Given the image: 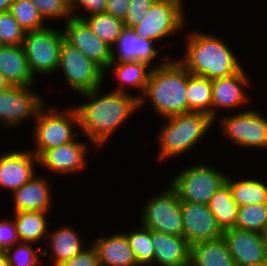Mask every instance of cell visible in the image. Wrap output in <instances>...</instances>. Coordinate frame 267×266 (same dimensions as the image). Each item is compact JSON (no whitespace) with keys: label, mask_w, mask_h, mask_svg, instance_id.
<instances>
[{"label":"cell","mask_w":267,"mask_h":266,"mask_svg":"<svg viewBox=\"0 0 267 266\" xmlns=\"http://www.w3.org/2000/svg\"><path fill=\"white\" fill-rule=\"evenodd\" d=\"M161 120L160 132L155 138L159 145L155 160H159L160 164L174 157H183L187 152L189 154L214 127V120L210 116L196 112L181 113Z\"/></svg>","instance_id":"obj_4"},{"label":"cell","mask_w":267,"mask_h":266,"mask_svg":"<svg viewBox=\"0 0 267 266\" xmlns=\"http://www.w3.org/2000/svg\"><path fill=\"white\" fill-rule=\"evenodd\" d=\"M63 31L54 25L26 32L22 47L33 76L46 77L56 73L60 49L64 41Z\"/></svg>","instance_id":"obj_9"},{"label":"cell","mask_w":267,"mask_h":266,"mask_svg":"<svg viewBox=\"0 0 267 266\" xmlns=\"http://www.w3.org/2000/svg\"><path fill=\"white\" fill-rule=\"evenodd\" d=\"M61 25L64 39L78 48L88 59L96 63L104 72L111 63V47L104 43L82 19L68 18Z\"/></svg>","instance_id":"obj_16"},{"label":"cell","mask_w":267,"mask_h":266,"mask_svg":"<svg viewBox=\"0 0 267 266\" xmlns=\"http://www.w3.org/2000/svg\"><path fill=\"white\" fill-rule=\"evenodd\" d=\"M244 67L232 76L212 80V119L216 120L220 111L239 112L250 103L249 89L252 80ZM248 90V91H247Z\"/></svg>","instance_id":"obj_14"},{"label":"cell","mask_w":267,"mask_h":266,"mask_svg":"<svg viewBox=\"0 0 267 266\" xmlns=\"http://www.w3.org/2000/svg\"><path fill=\"white\" fill-rule=\"evenodd\" d=\"M63 75L65 88H70L76 95L103 87L105 72L78 48L65 40L60 49L59 65L56 70Z\"/></svg>","instance_id":"obj_11"},{"label":"cell","mask_w":267,"mask_h":266,"mask_svg":"<svg viewBox=\"0 0 267 266\" xmlns=\"http://www.w3.org/2000/svg\"><path fill=\"white\" fill-rule=\"evenodd\" d=\"M50 177L37 174L11 194L13 213L21 211H51L53 203Z\"/></svg>","instance_id":"obj_20"},{"label":"cell","mask_w":267,"mask_h":266,"mask_svg":"<svg viewBox=\"0 0 267 266\" xmlns=\"http://www.w3.org/2000/svg\"><path fill=\"white\" fill-rule=\"evenodd\" d=\"M154 266H190L191 246L184 237L151 230Z\"/></svg>","instance_id":"obj_23"},{"label":"cell","mask_w":267,"mask_h":266,"mask_svg":"<svg viewBox=\"0 0 267 266\" xmlns=\"http://www.w3.org/2000/svg\"><path fill=\"white\" fill-rule=\"evenodd\" d=\"M252 177L233 179L231 175H228L226 178L232 198L238 206L267 202V182H264L262 178Z\"/></svg>","instance_id":"obj_28"},{"label":"cell","mask_w":267,"mask_h":266,"mask_svg":"<svg viewBox=\"0 0 267 266\" xmlns=\"http://www.w3.org/2000/svg\"><path fill=\"white\" fill-rule=\"evenodd\" d=\"M49 214L50 211H21L13 213L20 241L34 244L42 242L44 245L51 227L49 226L50 220H48Z\"/></svg>","instance_id":"obj_26"},{"label":"cell","mask_w":267,"mask_h":266,"mask_svg":"<svg viewBox=\"0 0 267 266\" xmlns=\"http://www.w3.org/2000/svg\"><path fill=\"white\" fill-rule=\"evenodd\" d=\"M9 11L26 32L43 29L50 23L42 18L31 0H13Z\"/></svg>","instance_id":"obj_34"},{"label":"cell","mask_w":267,"mask_h":266,"mask_svg":"<svg viewBox=\"0 0 267 266\" xmlns=\"http://www.w3.org/2000/svg\"><path fill=\"white\" fill-rule=\"evenodd\" d=\"M13 0H0V13L9 11Z\"/></svg>","instance_id":"obj_43"},{"label":"cell","mask_w":267,"mask_h":266,"mask_svg":"<svg viewBox=\"0 0 267 266\" xmlns=\"http://www.w3.org/2000/svg\"><path fill=\"white\" fill-rule=\"evenodd\" d=\"M48 104L40 110L33 122L34 133L31 135L34 137V147L30 150L37 157L45 150L72 142L80 136L79 118L75 107L69 105L59 109L56 105Z\"/></svg>","instance_id":"obj_5"},{"label":"cell","mask_w":267,"mask_h":266,"mask_svg":"<svg viewBox=\"0 0 267 266\" xmlns=\"http://www.w3.org/2000/svg\"><path fill=\"white\" fill-rule=\"evenodd\" d=\"M156 44L158 43L153 40L139 37L133 28L124 26L111 47V62L142 61L156 68L163 65L171 56H163V53L161 55L163 48ZM157 58L160 60L158 63L154 62Z\"/></svg>","instance_id":"obj_15"},{"label":"cell","mask_w":267,"mask_h":266,"mask_svg":"<svg viewBox=\"0 0 267 266\" xmlns=\"http://www.w3.org/2000/svg\"><path fill=\"white\" fill-rule=\"evenodd\" d=\"M245 109L232 112V114L226 113L222 117L220 115L219 120H214V125L217 123L220 126L222 136L234 146H238L242 150L265 151L267 149V117L252 106L250 109L249 107H245Z\"/></svg>","instance_id":"obj_6"},{"label":"cell","mask_w":267,"mask_h":266,"mask_svg":"<svg viewBox=\"0 0 267 266\" xmlns=\"http://www.w3.org/2000/svg\"><path fill=\"white\" fill-rule=\"evenodd\" d=\"M131 0H106V13L122 21L125 20Z\"/></svg>","instance_id":"obj_42"},{"label":"cell","mask_w":267,"mask_h":266,"mask_svg":"<svg viewBox=\"0 0 267 266\" xmlns=\"http://www.w3.org/2000/svg\"><path fill=\"white\" fill-rule=\"evenodd\" d=\"M59 266H100L95 248L89 243L80 253Z\"/></svg>","instance_id":"obj_41"},{"label":"cell","mask_w":267,"mask_h":266,"mask_svg":"<svg viewBox=\"0 0 267 266\" xmlns=\"http://www.w3.org/2000/svg\"><path fill=\"white\" fill-rule=\"evenodd\" d=\"M49 230L45 241L49 249L46 246V250L42 248V256L48 259L50 257H47V255L50 254L52 257L50 259L51 263L44 266H59L88 246L87 244L85 245L86 242L77 232L78 230L66 223L63 227L61 226L53 231Z\"/></svg>","instance_id":"obj_21"},{"label":"cell","mask_w":267,"mask_h":266,"mask_svg":"<svg viewBox=\"0 0 267 266\" xmlns=\"http://www.w3.org/2000/svg\"><path fill=\"white\" fill-rule=\"evenodd\" d=\"M34 243L20 242L5 251L10 266H42V248Z\"/></svg>","instance_id":"obj_35"},{"label":"cell","mask_w":267,"mask_h":266,"mask_svg":"<svg viewBox=\"0 0 267 266\" xmlns=\"http://www.w3.org/2000/svg\"><path fill=\"white\" fill-rule=\"evenodd\" d=\"M193 28L186 34L184 56L177 59L186 67L187 71L196 76H203L209 80L232 76L243 68L240 56H236L235 49L216 34L203 32Z\"/></svg>","instance_id":"obj_2"},{"label":"cell","mask_w":267,"mask_h":266,"mask_svg":"<svg viewBox=\"0 0 267 266\" xmlns=\"http://www.w3.org/2000/svg\"><path fill=\"white\" fill-rule=\"evenodd\" d=\"M261 236H262L264 247H265V251H266V254H267V227L261 232Z\"/></svg>","instance_id":"obj_46"},{"label":"cell","mask_w":267,"mask_h":266,"mask_svg":"<svg viewBox=\"0 0 267 266\" xmlns=\"http://www.w3.org/2000/svg\"><path fill=\"white\" fill-rule=\"evenodd\" d=\"M184 2L185 0H156L141 23L132 27L133 30L143 39L157 43L160 41L161 48L164 49L166 46L162 42L166 38L168 40L173 35L175 37V34L180 35L187 28Z\"/></svg>","instance_id":"obj_8"},{"label":"cell","mask_w":267,"mask_h":266,"mask_svg":"<svg viewBox=\"0 0 267 266\" xmlns=\"http://www.w3.org/2000/svg\"><path fill=\"white\" fill-rule=\"evenodd\" d=\"M102 87L81 93L86 102L75 104L79 118L80 134L91 142L93 150L101 151L112 137L125 125L127 120L135 117L139 110L138 99L128 93L113 90L101 92ZM101 92V93H100Z\"/></svg>","instance_id":"obj_1"},{"label":"cell","mask_w":267,"mask_h":266,"mask_svg":"<svg viewBox=\"0 0 267 266\" xmlns=\"http://www.w3.org/2000/svg\"><path fill=\"white\" fill-rule=\"evenodd\" d=\"M186 92L187 69L172 56L163 65L152 68L145 92L138 99L139 110L149 104L161 119L187 113Z\"/></svg>","instance_id":"obj_3"},{"label":"cell","mask_w":267,"mask_h":266,"mask_svg":"<svg viewBox=\"0 0 267 266\" xmlns=\"http://www.w3.org/2000/svg\"><path fill=\"white\" fill-rule=\"evenodd\" d=\"M180 207L184 229L183 237L190 246L222 237L223 231L208 205L180 201Z\"/></svg>","instance_id":"obj_17"},{"label":"cell","mask_w":267,"mask_h":266,"mask_svg":"<svg viewBox=\"0 0 267 266\" xmlns=\"http://www.w3.org/2000/svg\"><path fill=\"white\" fill-rule=\"evenodd\" d=\"M163 191L144 202L139 224L150 230L178 237L184 236L182 212L177 191L167 182Z\"/></svg>","instance_id":"obj_10"},{"label":"cell","mask_w":267,"mask_h":266,"mask_svg":"<svg viewBox=\"0 0 267 266\" xmlns=\"http://www.w3.org/2000/svg\"><path fill=\"white\" fill-rule=\"evenodd\" d=\"M12 218V219H11ZM0 219V252L20 243L14 217Z\"/></svg>","instance_id":"obj_40"},{"label":"cell","mask_w":267,"mask_h":266,"mask_svg":"<svg viewBox=\"0 0 267 266\" xmlns=\"http://www.w3.org/2000/svg\"><path fill=\"white\" fill-rule=\"evenodd\" d=\"M209 165L192 163L170 178L168 183L177 191L180 201L208 205L215 192L226 183L228 174Z\"/></svg>","instance_id":"obj_7"},{"label":"cell","mask_w":267,"mask_h":266,"mask_svg":"<svg viewBox=\"0 0 267 266\" xmlns=\"http://www.w3.org/2000/svg\"><path fill=\"white\" fill-rule=\"evenodd\" d=\"M0 266H10L5 252H0Z\"/></svg>","instance_id":"obj_45"},{"label":"cell","mask_w":267,"mask_h":266,"mask_svg":"<svg viewBox=\"0 0 267 266\" xmlns=\"http://www.w3.org/2000/svg\"><path fill=\"white\" fill-rule=\"evenodd\" d=\"M0 72L11 86L29 87L37 84V78L30 71L22 45L0 47Z\"/></svg>","instance_id":"obj_25"},{"label":"cell","mask_w":267,"mask_h":266,"mask_svg":"<svg viewBox=\"0 0 267 266\" xmlns=\"http://www.w3.org/2000/svg\"><path fill=\"white\" fill-rule=\"evenodd\" d=\"M63 1L68 7H70L73 3V0H63Z\"/></svg>","instance_id":"obj_47"},{"label":"cell","mask_w":267,"mask_h":266,"mask_svg":"<svg viewBox=\"0 0 267 266\" xmlns=\"http://www.w3.org/2000/svg\"><path fill=\"white\" fill-rule=\"evenodd\" d=\"M90 143V145H88ZM91 142L75 139L64 145L45 150L38 157V166L47 170L50 175L62 176L84 172L88 168V153ZM89 149V150H88ZM56 175H54V174Z\"/></svg>","instance_id":"obj_13"},{"label":"cell","mask_w":267,"mask_h":266,"mask_svg":"<svg viewBox=\"0 0 267 266\" xmlns=\"http://www.w3.org/2000/svg\"><path fill=\"white\" fill-rule=\"evenodd\" d=\"M188 112L203 113L212 118V80L187 71Z\"/></svg>","instance_id":"obj_29"},{"label":"cell","mask_w":267,"mask_h":266,"mask_svg":"<svg viewBox=\"0 0 267 266\" xmlns=\"http://www.w3.org/2000/svg\"><path fill=\"white\" fill-rule=\"evenodd\" d=\"M26 31L18 24L10 11L0 13V41L3 45H22Z\"/></svg>","instance_id":"obj_36"},{"label":"cell","mask_w":267,"mask_h":266,"mask_svg":"<svg viewBox=\"0 0 267 266\" xmlns=\"http://www.w3.org/2000/svg\"><path fill=\"white\" fill-rule=\"evenodd\" d=\"M126 234L138 266H154V249L151 244V230L143 225L132 227Z\"/></svg>","instance_id":"obj_31"},{"label":"cell","mask_w":267,"mask_h":266,"mask_svg":"<svg viewBox=\"0 0 267 266\" xmlns=\"http://www.w3.org/2000/svg\"><path fill=\"white\" fill-rule=\"evenodd\" d=\"M267 227V202L238 206L235 228L260 233Z\"/></svg>","instance_id":"obj_33"},{"label":"cell","mask_w":267,"mask_h":266,"mask_svg":"<svg viewBox=\"0 0 267 266\" xmlns=\"http://www.w3.org/2000/svg\"><path fill=\"white\" fill-rule=\"evenodd\" d=\"M222 238L236 266L267 265V254L260 233L232 228L224 230Z\"/></svg>","instance_id":"obj_19"},{"label":"cell","mask_w":267,"mask_h":266,"mask_svg":"<svg viewBox=\"0 0 267 266\" xmlns=\"http://www.w3.org/2000/svg\"><path fill=\"white\" fill-rule=\"evenodd\" d=\"M190 266H236L221 237L191 246Z\"/></svg>","instance_id":"obj_27"},{"label":"cell","mask_w":267,"mask_h":266,"mask_svg":"<svg viewBox=\"0 0 267 266\" xmlns=\"http://www.w3.org/2000/svg\"><path fill=\"white\" fill-rule=\"evenodd\" d=\"M45 21L65 22L71 17L69 7L63 0H31ZM47 19V20H46Z\"/></svg>","instance_id":"obj_37"},{"label":"cell","mask_w":267,"mask_h":266,"mask_svg":"<svg viewBox=\"0 0 267 266\" xmlns=\"http://www.w3.org/2000/svg\"><path fill=\"white\" fill-rule=\"evenodd\" d=\"M69 9L71 17L83 20L85 17L104 13L106 11V0H73Z\"/></svg>","instance_id":"obj_38"},{"label":"cell","mask_w":267,"mask_h":266,"mask_svg":"<svg viewBox=\"0 0 267 266\" xmlns=\"http://www.w3.org/2000/svg\"><path fill=\"white\" fill-rule=\"evenodd\" d=\"M11 87L4 75L0 72V91L6 90Z\"/></svg>","instance_id":"obj_44"},{"label":"cell","mask_w":267,"mask_h":266,"mask_svg":"<svg viewBox=\"0 0 267 266\" xmlns=\"http://www.w3.org/2000/svg\"><path fill=\"white\" fill-rule=\"evenodd\" d=\"M38 157L29 149L8 150L0 155V189L11 194L37 173Z\"/></svg>","instance_id":"obj_18"},{"label":"cell","mask_w":267,"mask_h":266,"mask_svg":"<svg viewBox=\"0 0 267 266\" xmlns=\"http://www.w3.org/2000/svg\"><path fill=\"white\" fill-rule=\"evenodd\" d=\"M209 209L216 218L222 231L235 228L238 205L231 195L229 185L225 183L211 197Z\"/></svg>","instance_id":"obj_30"},{"label":"cell","mask_w":267,"mask_h":266,"mask_svg":"<svg viewBox=\"0 0 267 266\" xmlns=\"http://www.w3.org/2000/svg\"><path fill=\"white\" fill-rule=\"evenodd\" d=\"M46 97L33 86H11L0 91V125L12 130L25 121H35L40 110L48 103Z\"/></svg>","instance_id":"obj_12"},{"label":"cell","mask_w":267,"mask_h":266,"mask_svg":"<svg viewBox=\"0 0 267 266\" xmlns=\"http://www.w3.org/2000/svg\"><path fill=\"white\" fill-rule=\"evenodd\" d=\"M151 70L152 67L142 61L111 62L108 73L105 72V78L111 71L112 77L118 83L113 91L128 93L139 99L145 92Z\"/></svg>","instance_id":"obj_22"},{"label":"cell","mask_w":267,"mask_h":266,"mask_svg":"<svg viewBox=\"0 0 267 266\" xmlns=\"http://www.w3.org/2000/svg\"><path fill=\"white\" fill-rule=\"evenodd\" d=\"M156 0H131L124 26L132 28L144 19Z\"/></svg>","instance_id":"obj_39"},{"label":"cell","mask_w":267,"mask_h":266,"mask_svg":"<svg viewBox=\"0 0 267 266\" xmlns=\"http://www.w3.org/2000/svg\"><path fill=\"white\" fill-rule=\"evenodd\" d=\"M92 31L108 46L112 47L116 42L124 23L106 12L85 17L83 19Z\"/></svg>","instance_id":"obj_32"},{"label":"cell","mask_w":267,"mask_h":266,"mask_svg":"<svg viewBox=\"0 0 267 266\" xmlns=\"http://www.w3.org/2000/svg\"><path fill=\"white\" fill-rule=\"evenodd\" d=\"M91 245L95 248L100 266H138L123 231L95 237Z\"/></svg>","instance_id":"obj_24"}]
</instances>
